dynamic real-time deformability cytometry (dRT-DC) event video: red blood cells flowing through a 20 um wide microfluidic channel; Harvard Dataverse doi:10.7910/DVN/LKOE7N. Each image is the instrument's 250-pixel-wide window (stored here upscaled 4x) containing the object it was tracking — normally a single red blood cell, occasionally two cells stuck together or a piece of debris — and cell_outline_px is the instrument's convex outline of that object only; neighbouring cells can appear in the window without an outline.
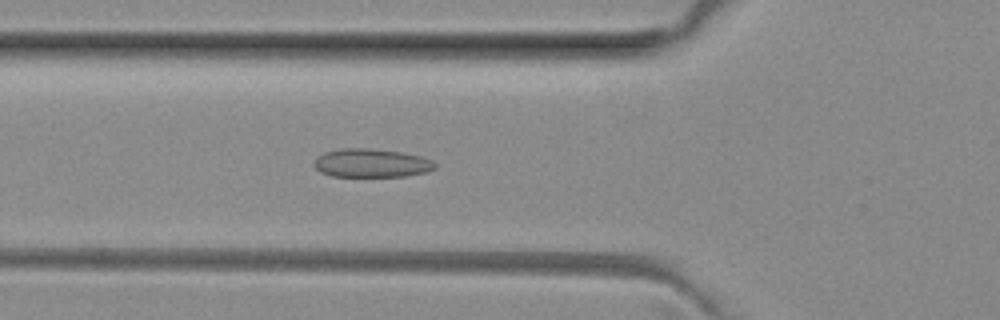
{"species": "common noctule bat (a hibernating species)", "species_latin": "Nyctalus noctula", "temperature_condition": "room temperature", "stored_images_in_passage": 41, "camera_frame_rate_fps": 3000, "um_per_image_px": 0.085, "animal": {"sex": "female", "body_mass_g": 29.2, "forearm_length_mm": 56.3}, "frame": {"image": 1, "passage_image": 9, "time_ms": 2.667, "image_size_px": [1000, 320], "cell_outline_px": [[436, 168], [424, 172], [404, 176], [332, 176], [320, 172], [316, 168], [316, 160], [324, 152], [340, 148], [368, 148], [400, 152], [420, 156], [432, 160], [436, 164]], "centroid_in_image_um": [31.58, 13.86], "position_along_channel_um": 94.2, "area_um2": 19.83}}
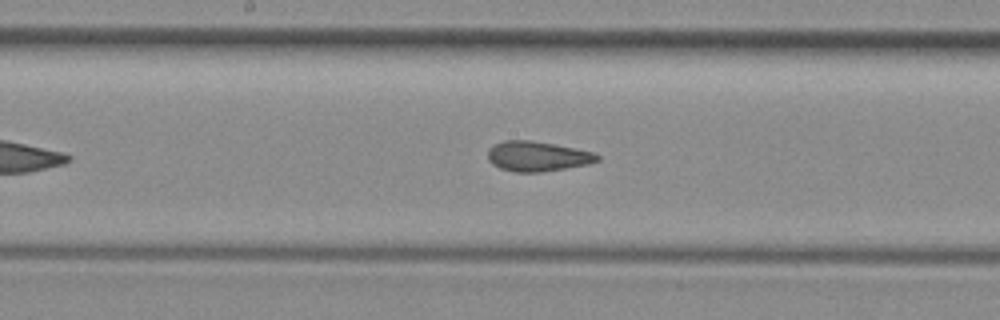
{"frame": {"image": 2, "passage_image": 17, "time_ms": 5.333, "image_size_px": [1000, 320], "cell_outline_px": [[600, 160], [588, 164], [540, 172], [516, 172], [500, 168], [492, 164], [488, 160], [488, 148], [504, 140], [528, 140], [576, 148], [592, 152], [600, 156]], "centroid_in_image_um": [45.66, 13.28], "position_along_channel_um": 202.5, "area_um2": 18.96}}
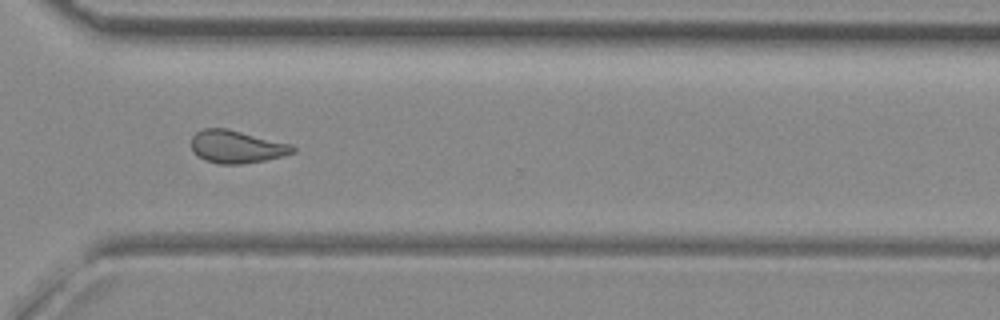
{"frame": {"image": 3, "passage_image": 28, "time_ms": 9.0, "image_size_px": [1000, 320], "cell_outline_px": [[296, 152], [264, 160], [240, 164], [220, 164], [204, 160], [192, 152], [192, 136], [196, 132], [204, 128], [228, 128], [292, 144], [296, 148]], "centroid_in_image_um": [20.1, 12.46], "position_along_channel_um": 350.5, "area_um2": 19.42}, "authors_computed_cell_mechanics": {"area_um2": 19.1318, "velocity_mm_per_s": 4.0401, "shape_relaxation_time_tau1_ms": null, "shape_relaxation_time_tau2_ms": 1.9581, "deformation_change_tau1": null, "deformation_change_tau2": 0.0863}}